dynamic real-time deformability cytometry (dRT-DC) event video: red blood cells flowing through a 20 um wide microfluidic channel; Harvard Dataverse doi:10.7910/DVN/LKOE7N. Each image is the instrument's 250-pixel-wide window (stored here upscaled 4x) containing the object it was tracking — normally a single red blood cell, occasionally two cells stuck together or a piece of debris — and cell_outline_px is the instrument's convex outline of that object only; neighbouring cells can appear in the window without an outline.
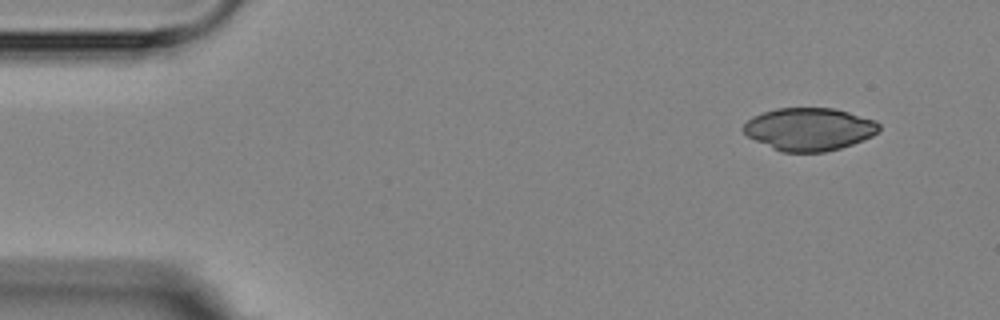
{"species": "Egyptian fruit bat (a non-hibernating species)", "species_latin": "Rousettus aegyptiacus", "temperature_condition": "room temperature", "stored_images_in_passage": 5, "segment_of_instrument_passage": [1, 2], "camera_frame_rate_fps": 3000, "um_per_image_px": 0.085, "animal": {"sex": "female"}, "frame": {"image": 1, "passage_image": 1, "time_ms": 0.0, "image_size_px": [1000, 320], "cell_outline_px": [[880, 128], [872, 136], [852, 144], [840, 148], [824, 152], [780, 152], [748, 136], [744, 132], [744, 124], [752, 116], [776, 108], [832, 108], [848, 112], [876, 120], [880, 124]], "centroid_in_image_um": [68.79, 10.98], "position_along_channel_um": 16.2, "area_um2": 33.58}}